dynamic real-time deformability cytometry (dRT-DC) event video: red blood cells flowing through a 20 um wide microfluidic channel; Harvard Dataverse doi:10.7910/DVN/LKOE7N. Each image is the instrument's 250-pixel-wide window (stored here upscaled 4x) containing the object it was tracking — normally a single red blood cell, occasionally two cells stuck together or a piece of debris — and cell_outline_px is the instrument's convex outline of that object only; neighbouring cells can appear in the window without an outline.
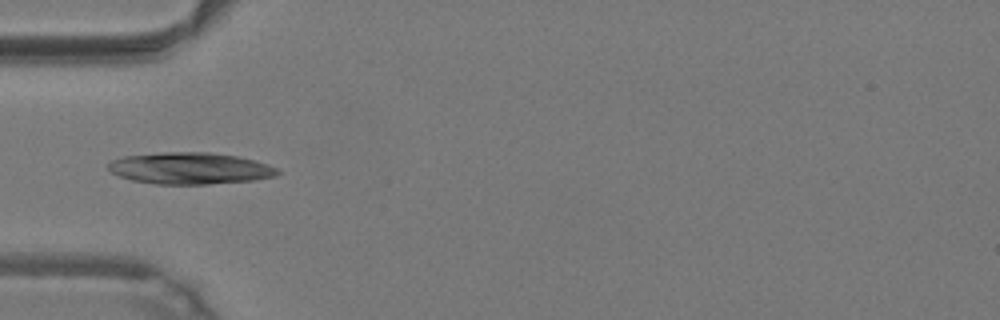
{"species": "common noctule bat (a hibernating species)", "species_latin": "Nyctalus noctula", "temperature_condition": "warm", "stored_images_in_passage": 35, "camera_frame_rate_fps": 3000, "um_per_image_px": 0.085, "animal": {"sex": "male", "body_mass_g": 19.2, "forearm_length_mm": 51.8}, "frame": {"image": 1, "passage_image": 15, "time_ms": 4.667, "image_size_px": [1000, 320], "cell_outline_px": [[280, 172], [276, 176], [256, 180], [208, 184], [156, 184], [132, 180], [120, 176], [112, 172], [108, 168], [108, 164], [112, 160], [124, 156], [164, 152], [208, 152], [236, 156], [256, 160], [268, 164], [276, 168]], "centroid_in_image_um": [16.18, 14.31], "position_along_channel_um": 68.8, "area_um2": 31.21}}
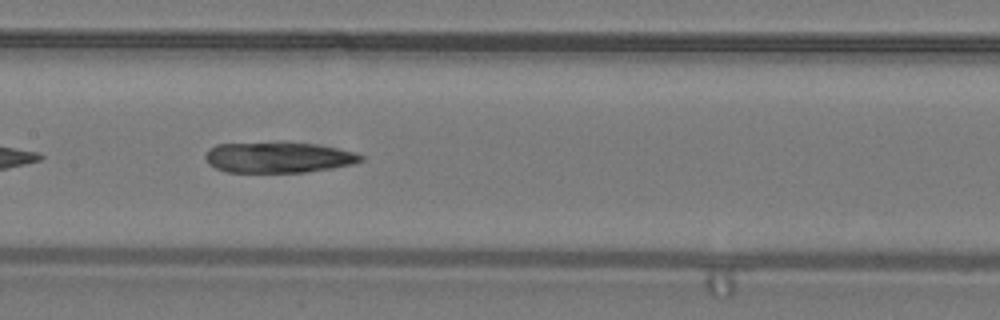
{"frame": {"image": 2, "passage_image": 23, "time_ms": 7.333, "image_size_px": [1000, 320], "cell_outline_px": [[364, 160], [352, 164], [304, 172], [228, 172], [216, 168], [208, 164], [204, 156], [208, 148], [216, 144], [276, 140], [288, 140], [316, 144], [356, 152], [364, 156]], "centroid_in_image_um": [23.61, 13.33], "position_along_channel_um": 183.8, "area_um2": 28.78}}
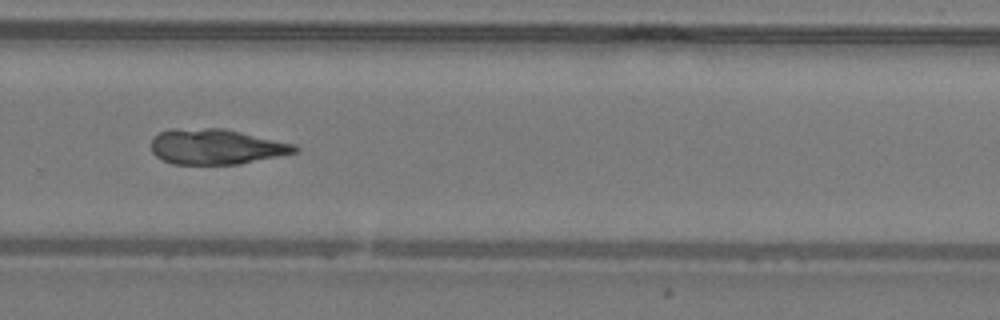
{"frame": {"image": 3, "passage_image": 32, "time_ms": 10.333, "image_size_px": [1000, 320], "cell_outline_px": [[300, 148], [296, 152], [280, 156], [236, 164], [172, 164], [156, 156], [152, 152], [152, 136], [160, 132], [172, 128], [224, 128], [296, 144]], "centroid_in_image_um": [18.37, 12.45], "position_along_channel_um": 311.4, "area_um2": 29.71}}